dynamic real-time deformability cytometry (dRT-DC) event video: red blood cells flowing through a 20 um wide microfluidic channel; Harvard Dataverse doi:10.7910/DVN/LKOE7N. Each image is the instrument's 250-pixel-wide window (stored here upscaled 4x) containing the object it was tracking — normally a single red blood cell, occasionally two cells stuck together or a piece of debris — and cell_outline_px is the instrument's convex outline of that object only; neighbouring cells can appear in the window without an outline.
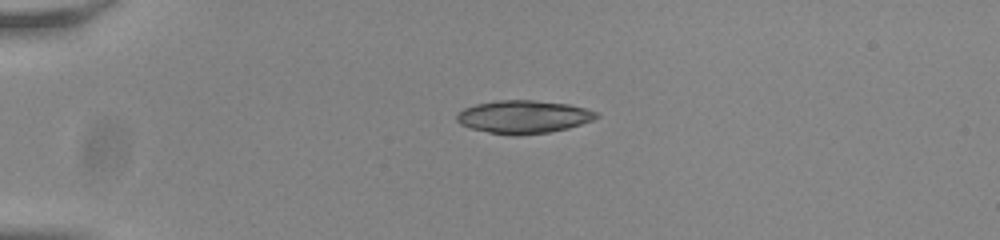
{"species": "common noctule bat (a hibernating species)", "species_latin": "Nyctalus noctula", "temperature_condition": "room temperature", "stored_images_in_passage": 41, "camera_frame_rate_fps": 3000, "um_per_image_px": 0.085, "animal": {"sex": "male", "body_mass_g": 20.0, "forearm_length_mm": 53.3}, "frame": {"image": 1, "passage_image": 1, "time_ms": 0.0, "image_size_px": [1000, 240], "cell_outline_px": [[600, 116], [592, 120], [568, 128], [548, 132], [520, 136], [512, 136], [488, 132], [468, 128], [460, 124], [456, 120], [456, 116], [464, 108], [476, 104], [496, 100], [532, 100], [568, 104], [600, 112]], "centroid_in_image_um": [44.49, 9.94], "position_along_channel_um": 40.5, "area_um2": 26.99}}
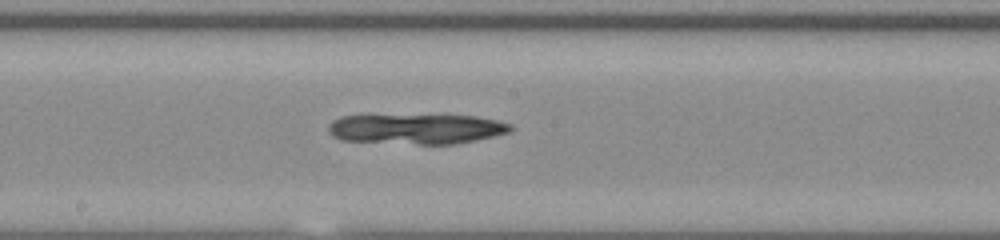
{"frame": {"image": 2, "passage_image": 18, "time_ms": 5.667, "image_size_px": [1000, 240], "cell_outline_px": [[512, 132], [496, 136], [456, 144], [420, 144], [340, 140], [332, 136], [328, 132], [328, 124], [332, 120], [340, 116], [476, 116], [496, 120], [512, 124]], "centroid_in_image_um": [35.42, 10.97], "position_along_channel_um": 212.8, "area_um2": 31.85}}
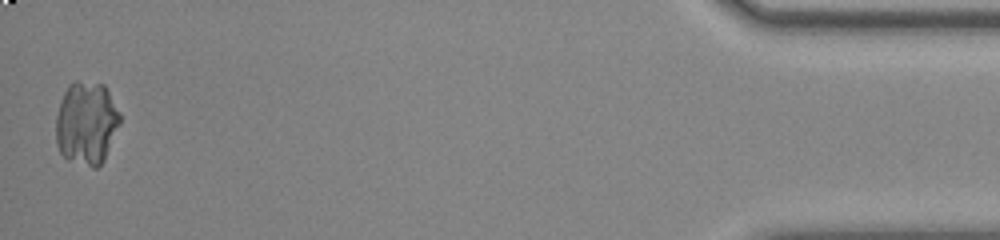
{"frame": {"image": 3, "passage_image": 41, "time_ms": 13.333, "image_size_px": [1000, 240], "cell_outline_px": [[120, 124], [104, 160], [96, 168], [92, 168], [68, 160], [60, 152], [56, 144], [56, 116], [60, 100], [68, 84], [76, 80], [104, 84], [120, 112]], "centroid_in_image_um": [7.34, 10.46], "position_along_channel_um": 427.9, "area_um2": 31.39}}